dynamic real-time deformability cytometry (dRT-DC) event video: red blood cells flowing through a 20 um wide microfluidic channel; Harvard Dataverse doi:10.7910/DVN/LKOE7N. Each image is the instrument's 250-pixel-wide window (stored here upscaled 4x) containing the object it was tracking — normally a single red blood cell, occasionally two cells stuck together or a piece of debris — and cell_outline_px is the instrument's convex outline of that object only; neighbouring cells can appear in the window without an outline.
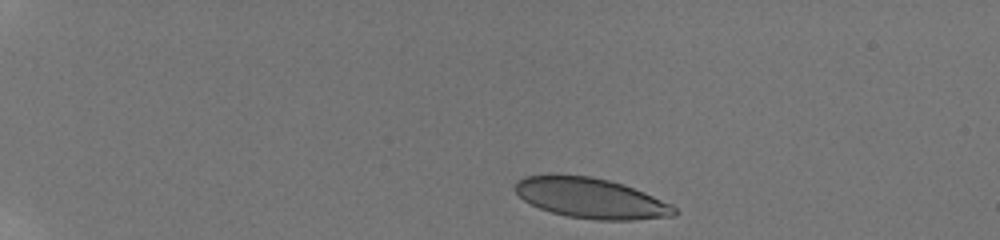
{"species": "human", "species_latin": "Homo sapiens", "temperature_condition": "room temperature", "stored_images_in_passage": 31, "camera_frame_rate_fps": 3000, "um_per_image_px": 0.085, "donor": {"sex": "male"}, "frame": {"image": 1, "passage_image": 1, "time_ms": 0.0, "image_size_px": [1000, 240], "cell_outline_px": [[680, 212], [676, 216], [636, 220], [596, 220], [568, 216], [552, 212], [540, 208], [524, 200], [512, 188], [516, 180], [524, 176], [592, 176], [624, 184], [644, 192], [672, 204]], "centroid_in_image_um": [50.28, 16.86], "position_along_channel_um": 34.7, "area_um2": 37.28}}
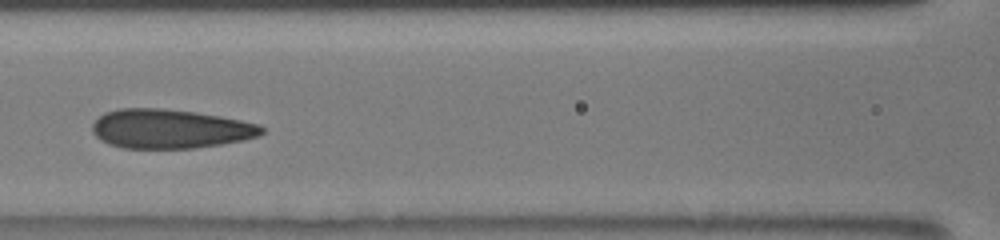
{"frame": {"image": 2, "passage_image": 13, "time_ms": 5.667, "image_size_px": [1000, 240], "cell_outline_px": [[264, 132], [260, 136], [244, 140], [196, 148], [124, 148], [108, 144], [100, 140], [92, 132], [92, 124], [104, 112], [120, 108], [160, 108], [196, 112], [220, 116], [260, 124], [264, 128]], "centroid_in_image_um": [14.46, 10.95], "position_along_channel_um": 152.1, "area_um2": 38.84}}
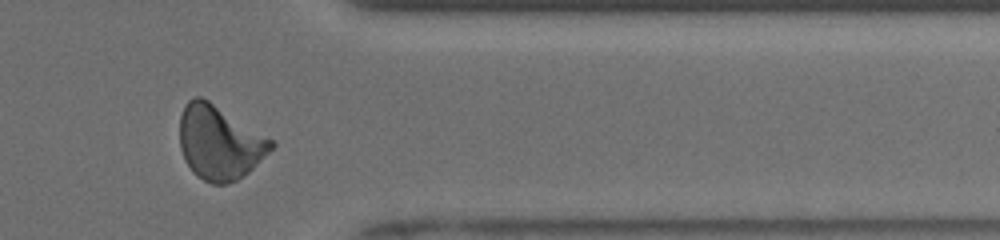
{"frame": {"image": 3, "passage_image": 27, "time_ms": 12.0, "image_size_px": [1000, 240], "cell_outline_px": [[276, 144], [248, 172], [236, 180], [228, 184], [212, 184], [196, 176], [192, 172], [184, 160], [180, 148], [180, 116], [184, 104], [188, 100], [196, 96], [200, 96], [208, 100], [272, 140]], "centroid_in_image_um": [18.6, 12.13], "position_along_channel_um": 392.8, "area_um2": 39.07}, "authors_computed_cell_mechanics": {"area_um2": 38.437, "velocity_mm_per_s": 3.8687, "shape_relaxation_time_tau1_ms": null, "shape_relaxation_time_tau2_ms": 0.7493, "deformation_change_tau1": null, "deformation_change_tau2": 0.0427}}